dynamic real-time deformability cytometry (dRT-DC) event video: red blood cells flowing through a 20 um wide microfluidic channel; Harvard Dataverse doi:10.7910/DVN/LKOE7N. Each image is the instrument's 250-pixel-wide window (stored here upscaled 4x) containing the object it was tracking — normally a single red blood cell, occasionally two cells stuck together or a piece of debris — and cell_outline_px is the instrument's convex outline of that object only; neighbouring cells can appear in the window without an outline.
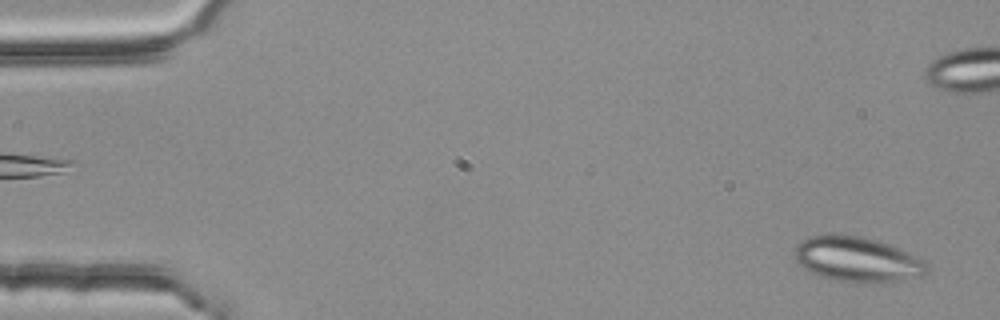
{"species": "common noctule bat (a hibernating species)", "species_latin": "Nyctalus noctula", "temperature_condition": "room temperature", "stored_images_in_passage": 53, "camera_frame_rate_fps": 3000, "um_per_image_px": 0.085, "animal": {"sex": "female", "body_mass_g": 25.1}, "frame": {"image": 1, "passage_image": 2, "time_ms": 0.333, "image_size_px": [1000, 320], "cell_outline_px": [[928, 268], [920, 276], [900, 280], [836, 280], [820, 276], [804, 268], [796, 260], [796, 244], [808, 236], [828, 232], [836, 232], [864, 236], [900, 248], [924, 260], [928, 264]], "centroid_in_image_um": [72.82, 21.96], "position_along_channel_um": 12.2, "area_um2": 34.28}}
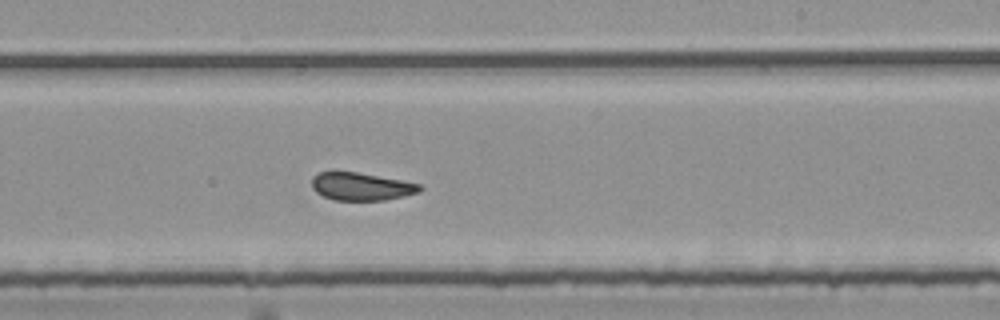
{"frame": {"image": 2, "passage_image": 32, "time_ms": 10.333, "image_size_px": [1000, 320], "cell_outline_px": [[424, 188], [420, 192], [404, 196], [384, 200], [336, 200], [324, 196], [316, 192], [312, 188], [312, 176], [316, 172], [356, 172], [400, 180], [420, 184]], "centroid_in_image_um": [30.7, 15.85], "position_along_channel_um": 258.3, "area_um2": 17.4}}
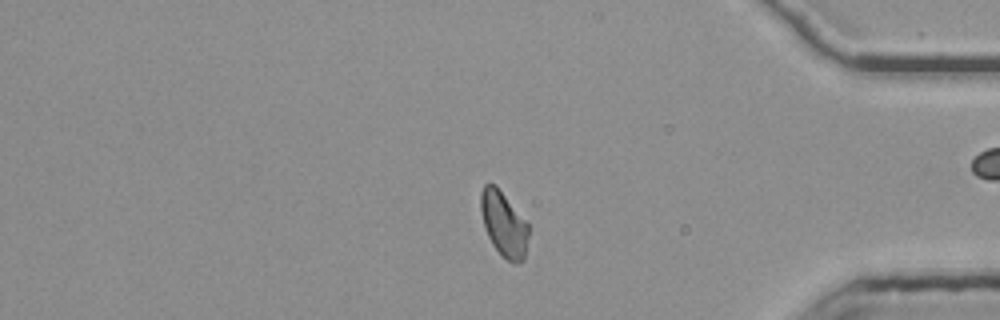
{"frame": {"image": 3, "passage_image": 45, "time_ms": 14.667, "image_size_px": [1000, 320], "cell_outline_px": [[528, 236], [524, 260], [516, 264], [508, 260], [492, 244], [488, 236], [484, 224], [480, 208], [480, 192], [484, 184], [488, 180], [496, 184], [528, 224]], "centroid_in_image_um": [42.8, 18.98], "position_along_channel_um": 392.4, "area_um2": 18.03}, "authors_computed_cell_mechanics": {"area_um2": 18.8428, "velocity_mm_per_s": 3.7439, "shape_relaxation_time_tau1_ms": null, "shape_relaxation_time_tau2_ms": 0.8674, "deformation_change_tau1": null, "deformation_change_tau2": 0.0648}}